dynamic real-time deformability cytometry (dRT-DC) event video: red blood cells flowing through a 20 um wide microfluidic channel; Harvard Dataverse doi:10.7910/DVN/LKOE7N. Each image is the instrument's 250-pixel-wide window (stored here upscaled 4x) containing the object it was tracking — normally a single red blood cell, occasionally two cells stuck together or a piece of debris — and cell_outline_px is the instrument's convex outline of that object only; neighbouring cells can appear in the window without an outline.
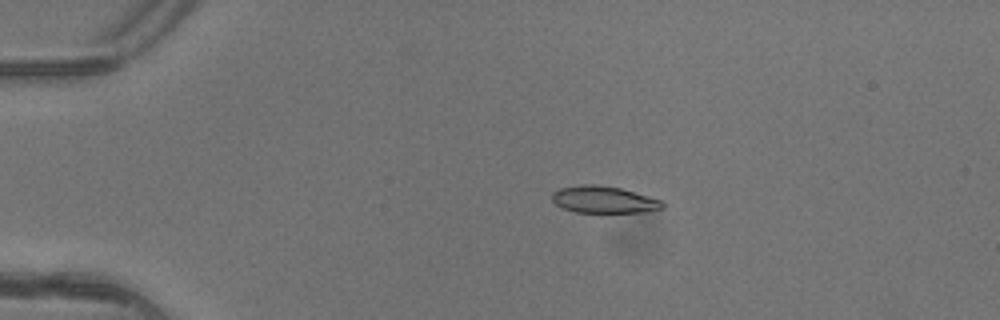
{"species": "common noctule bat (a hibernating species)", "species_latin": "Nyctalus noctula", "temperature_condition": "warm", "stored_images_in_passage": 5, "camera_frame_rate_fps": 3000, "um_per_image_px": 0.085, "animal": {"sex": "female"}, "frame": {"image": 1, "passage_image": 3, "time_ms": 0.667, "image_size_px": [1000, 320], "cell_outline_px": [[664, 208], [644, 212], [576, 212], [564, 208], [556, 204], [552, 200], [552, 192], [560, 188], [584, 184], [592, 184], [620, 188], [660, 200], [664, 204]], "centroid_in_image_um": [51.3, 16.97], "position_along_channel_um": 33.7, "area_um2": 17.05}}
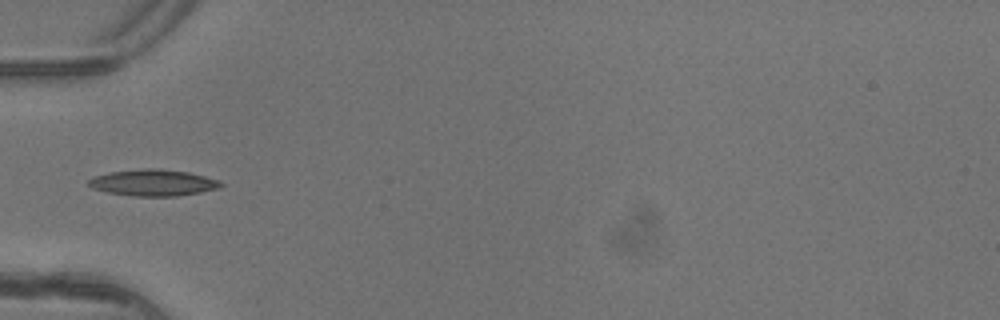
{"frame": {"image": 2, "passage_image": 5, "time_ms": 1.333, "image_size_px": [1000, 320], "cell_outline_px": [[224, 184], [220, 188], [200, 192], [176, 196], [132, 196], [108, 192], [92, 188], [88, 184], [88, 180], [92, 176], [108, 172], [144, 168], [160, 168], [188, 172], [220, 180]], "centroid_in_image_um": [13.01, 15.52], "position_along_channel_um": 72.0, "area_um2": 20.52}}